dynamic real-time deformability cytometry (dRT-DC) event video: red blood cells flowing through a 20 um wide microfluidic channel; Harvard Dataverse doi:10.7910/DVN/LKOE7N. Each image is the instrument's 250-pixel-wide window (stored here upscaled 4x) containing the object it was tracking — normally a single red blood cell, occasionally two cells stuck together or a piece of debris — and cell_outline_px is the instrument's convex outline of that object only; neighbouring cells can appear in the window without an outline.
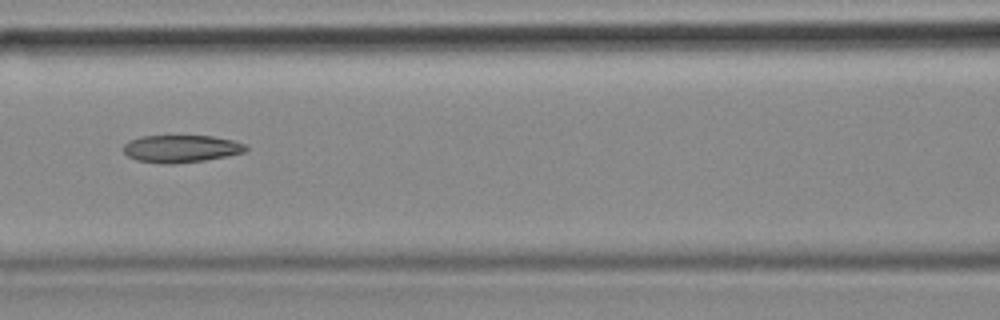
{"species": "common noctule bat (a hibernating species)", "species_latin": "Nyctalus noctula", "temperature_condition": "cold", "stored_images_in_passage": 55, "camera_frame_rate_fps": 3000, "um_per_image_px": 0.085, "animal": {"sex": "female", "body_mass_g": 18.4}, "frame": {"image": 1, "passage_image": 24, "time_ms": 7.667, "image_size_px": [1000, 320], "cell_outline_px": [[248, 148], [244, 152], [228, 156], [204, 160], [172, 164], [164, 164], [136, 160], [128, 156], [120, 148], [128, 140], [140, 136], [212, 136], [232, 140], [244, 144]], "centroid_in_image_um": [15.34, 12.64], "position_along_channel_um": 151.3, "area_um2": 19.65}, "authors_computed_cell_mechanics": {"area_um2": 20.8658, "velocity_mm_per_s": 3.6702, "shape_relaxation_time_tau1_ms": null, "shape_relaxation_time_tau2_ms": 8.4543, "deformation_change_tau1": null, "deformation_change_tau2": 0.1925}}